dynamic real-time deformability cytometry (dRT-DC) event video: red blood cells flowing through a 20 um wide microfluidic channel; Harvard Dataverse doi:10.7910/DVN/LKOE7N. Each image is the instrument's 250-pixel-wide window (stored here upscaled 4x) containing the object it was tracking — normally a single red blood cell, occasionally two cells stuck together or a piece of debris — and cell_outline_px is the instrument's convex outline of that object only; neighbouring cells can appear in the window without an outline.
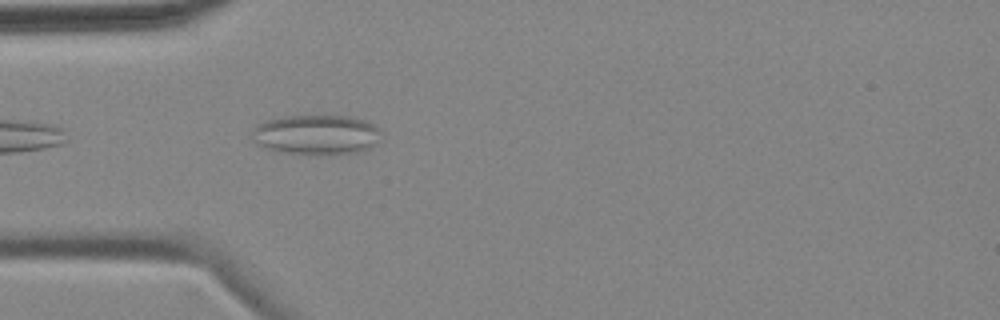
{"species": "common noctule bat (a hibernating species)", "species_latin": "Nyctalus noctula", "temperature_condition": "cold", "stored_images_in_passage": 5, "camera_frame_rate_fps": 3000, "um_per_image_px": 0.085, "animal": {"sex": "female", "body_mass_g": 18.4}, "frame": {"image": 1, "passage_image": 5, "time_ms": 4.667, "image_size_px": [1000, 320], "cell_outline_px": [[380, 132], [376, 144], [372, 148], [360, 152], [320, 156], [316, 156], [280, 152], [264, 148], [256, 144], [252, 140], [252, 132], [256, 124], [264, 120], [284, 116], [348, 116], [364, 120], [380, 128]], "centroid_in_image_um": [26.86, 11.48], "position_along_channel_um": 58.1, "area_um2": 30.75}}